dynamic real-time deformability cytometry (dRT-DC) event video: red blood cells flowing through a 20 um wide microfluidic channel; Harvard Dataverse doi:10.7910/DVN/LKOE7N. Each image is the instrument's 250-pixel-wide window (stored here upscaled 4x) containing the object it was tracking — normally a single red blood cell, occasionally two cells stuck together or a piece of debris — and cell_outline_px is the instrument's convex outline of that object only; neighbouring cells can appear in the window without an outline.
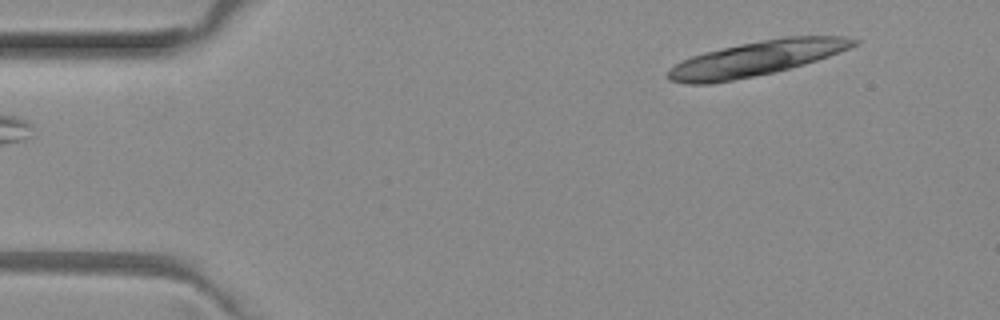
{"species": "common noctule bat (a hibernating species)", "species_latin": "Nyctalus noctula", "temperature_condition": "room temperature", "stored_images_in_passage": 6, "camera_frame_rate_fps": 3000, "um_per_image_px": 0.085, "animal": {"sex": "female", "body_mass_g": 29.2, "forearm_length_mm": 56.3}, "frame": {"image": 1, "passage_image": 1, "time_ms": 0.0, "image_size_px": [1000, 320], "cell_outline_px": [[860, 40], [856, 44], [848, 48], [828, 56], [804, 64], [772, 72], [732, 80], [708, 84], [688, 84], [668, 80], [668, 72], [676, 64], [692, 56], [704, 52], [720, 48], [740, 44], [788, 36], [844, 36]], "centroid_in_image_um": [64.29, 4.97], "position_along_channel_um": 20.7, "area_um2": 36.88}}
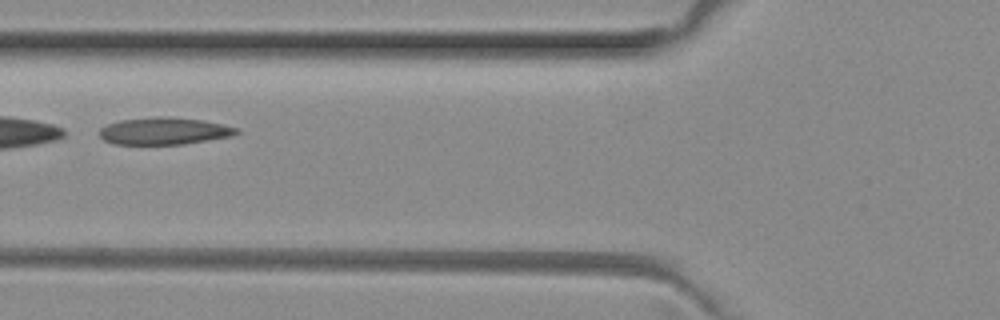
{"frame": {"image": 2, "passage_image": 5, "time_ms": 1.333, "image_size_px": [1000, 320], "cell_outline_px": [[240, 132], [232, 136], [184, 144], [112, 144], [104, 140], [96, 132], [100, 128], [108, 124], [120, 120], [156, 116], [168, 116], [204, 120], [224, 124], [236, 128]], "centroid_in_image_um": [13.93, 11.13], "position_along_channel_um": 111.9, "area_um2": 21.91}}
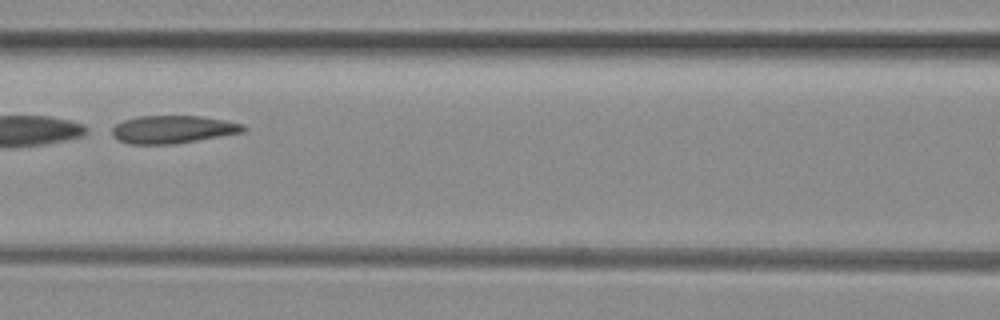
{"frame": {"image": 3, "passage_image": 6, "time_ms": 1.667, "image_size_px": [1000, 320], "cell_outline_px": [[248, 128], [244, 132], [176, 144], [128, 144], [116, 140], [112, 136], [112, 128], [116, 124], [124, 120], [136, 116], [200, 116], [224, 120], [244, 124]], "centroid_in_image_um": [14.68, 11.0], "position_along_channel_um": 151.9, "area_um2": 21.5}}